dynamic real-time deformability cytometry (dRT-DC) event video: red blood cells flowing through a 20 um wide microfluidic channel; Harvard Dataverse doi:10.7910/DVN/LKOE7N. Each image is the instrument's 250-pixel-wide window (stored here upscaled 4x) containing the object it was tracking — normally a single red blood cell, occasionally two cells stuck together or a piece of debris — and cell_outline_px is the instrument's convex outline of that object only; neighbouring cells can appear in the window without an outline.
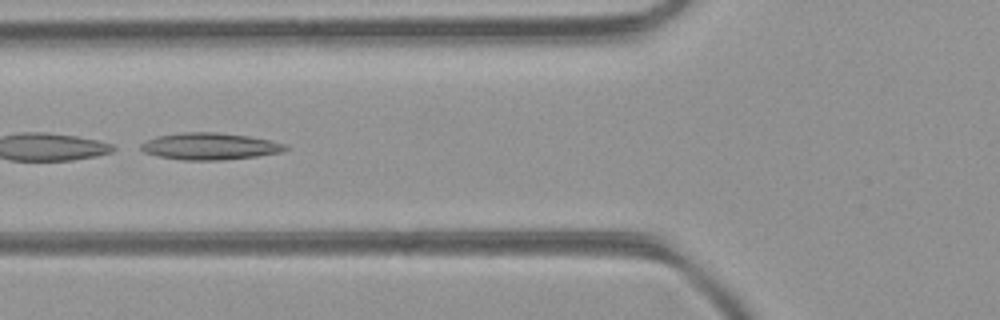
{"species": "common noctule bat (a hibernating species)", "species_latin": "Nyctalus noctula", "temperature_condition": "room temperature", "stored_images_in_passage": 35, "camera_frame_rate_fps": 3000, "um_per_image_px": 0.085, "animal": {"sex": "female", "body_mass_g": 21.9}, "frame": {"image": 1, "passage_image": 6, "time_ms": 1.667, "image_size_px": [1000, 320], "cell_outline_px": [[288, 148], [284, 152], [256, 156], [220, 160], [184, 160], [156, 156], [144, 152], [140, 148], [140, 144], [156, 136], [180, 132], [216, 132], [248, 136], [272, 140], [288, 144]], "centroid_in_image_um": [17.86, 12.43], "position_along_channel_um": 107.9, "area_um2": 22.77}}
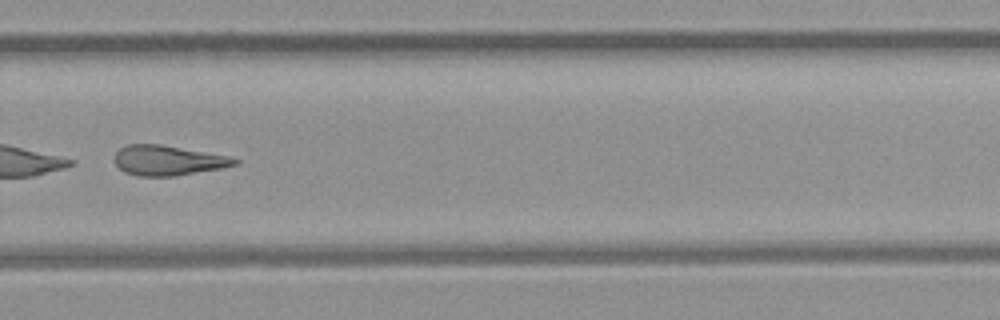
{"frame": {"image": 2, "passage_image": 20, "time_ms": 6.333, "image_size_px": [1000, 320], "cell_outline_px": [[240, 164], [220, 168], [172, 176], [136, 176], [124, 172], [112, 160], [116, 152], [120, 148], [128, 144], [160, 144], [228, 156], [240, 160]], "centroid_in_image_um": [14.24, 13.63], "position_along_channel_um": 315.6, "area_um2": 20.92}}